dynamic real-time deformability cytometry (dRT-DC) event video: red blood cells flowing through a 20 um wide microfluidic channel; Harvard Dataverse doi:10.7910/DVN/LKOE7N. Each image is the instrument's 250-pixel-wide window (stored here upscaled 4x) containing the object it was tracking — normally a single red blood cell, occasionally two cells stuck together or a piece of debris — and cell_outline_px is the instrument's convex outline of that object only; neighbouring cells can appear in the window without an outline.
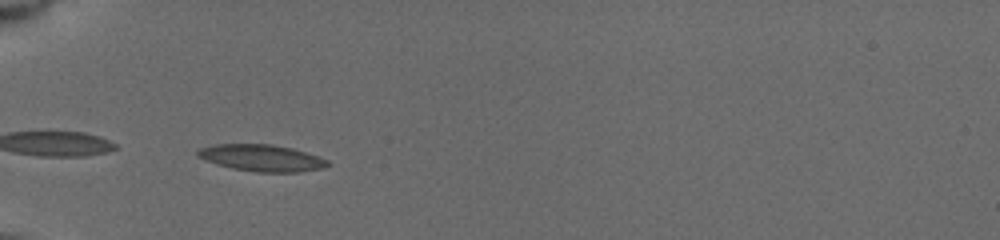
{"species": "common noctule bat (a hibernating species)", "species_latin": "Nyctalus noctula", "temperature_condition": "cold", "stored_images_in_passage": 36, "camera_frame_rate_fps": 3000, "um_per_image_px": 0.085, "animal": {"sex": "female", "body_mass_g": 19.5, "forearm_length_mm": 54.1}, "frame": {"image": 1, "passage_image": 2, "time_ms": 0.333, "image_size_px": [1000, 240], "cell_outline_px": [[332, 164], [320, 168], [300, 172], [256, 172], [232, 168], [216, 164], [196, 156], [196, 152], [200, 148], [216, 144], [272, 144], [292, 148], [328, 160]], "centroid_in_image_um": [22.22, 13.42], "position_along_channel_um": 62.8, "area_um2": 20.11}}
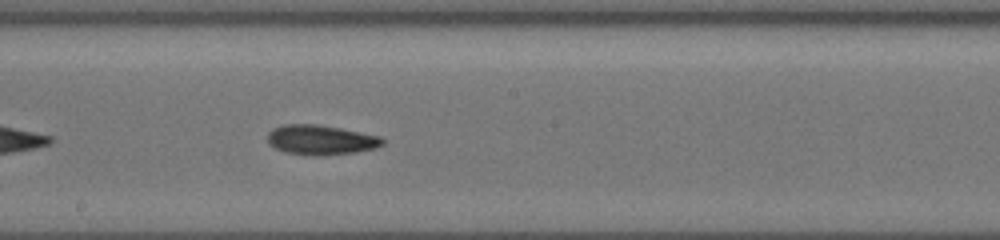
{"frame": {"image": 2, "passage_image": 21, "time_ms": 4.667, "image_size_px": [1000, 240], "cell_outline_px": [[384, 144], [376, 148], [356, 152], [324, 156], [308, 156], [284, 152], [268, 144], [268, 132], [272, 128], [284, 124], [312, 124], [340, 128], [380, 136], [384, 140]], "centroid_in_image_um": [27.25, 11.9], "position_along_channel_um": 220.9, "area_um2": 20.17}}
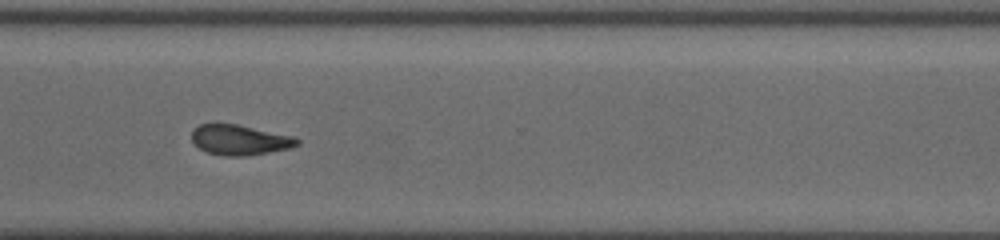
{"frame": {"image": 3, "passage_image": 35, "time_ms": 8.0, "image_size_px": [1000, 240], "cell_outline_px": [[300, 144], [292, 148], [244, 156], [220, 156], [204, 152], [192, 140], [192, 128], [200, 124], [236, 124], [296, 136], [300, 140]], "centroid_in_image_um": [20.4, 11.9], "position_along_channel_um": 350.2, "area_um2": 18.79}}